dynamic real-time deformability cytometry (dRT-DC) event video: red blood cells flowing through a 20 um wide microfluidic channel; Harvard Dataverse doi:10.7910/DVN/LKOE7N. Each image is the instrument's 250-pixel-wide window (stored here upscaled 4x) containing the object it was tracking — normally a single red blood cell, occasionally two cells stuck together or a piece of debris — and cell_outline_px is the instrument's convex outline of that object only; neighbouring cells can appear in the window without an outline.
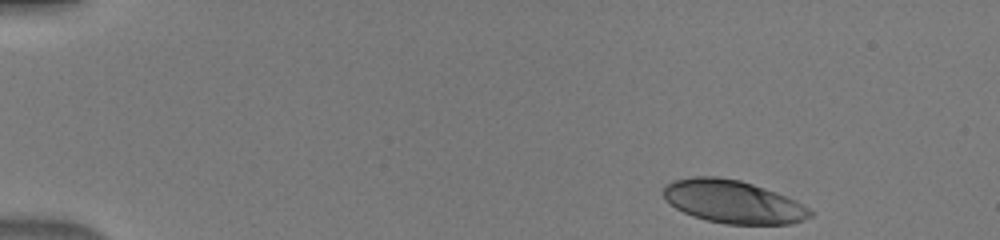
{"species": "human", "species_latin": "Homo sapiens", "temperature_condition": "warm", "stored_images_in_passage": 45, "camera_frame_rate_fps": 3000, "um_per_image_px": 0.085, "donor": {"sex": "male"}, "frame": {"image": 1, "passage_image": 1, "time_ms": 0.0, "image_size_px": [1000, 240], "cell_outline_px": [[812, 216], [792, 224], [724, 224], [692, 216], [676, 208], [664, 200], [664, 188], [672, 180], [692, 176], [716, 176], [740, 180], [764, 188], [796, 200], [808, 208], [812, 212]], "centroid_in_image_um": [62.29, 17.14], "position_along_channel_um": 22.7, "area_um2": 36.65}}
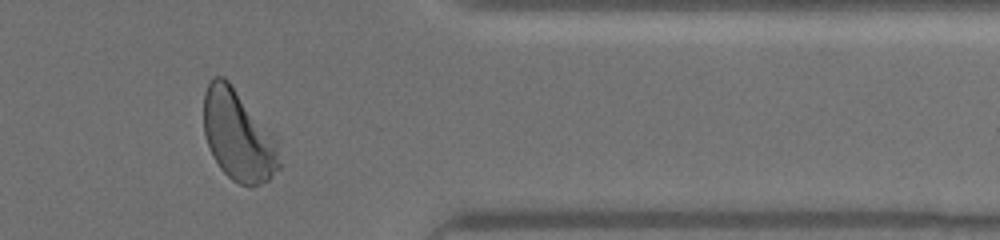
{"frame": {"image": 2, "passage_image": 37, "time_ms": 12.0, "image_size_px": [1000, 240], "cell_outline_px": [[280, 168], [268, 180], [252, 188], [248, 188], [232, 180], [220, 168], [212, 156], [204, 136], [204, 92], [212, 76], [224, 76], [228, 80], [276, 136], [280, 164]], "centroid_in_image_um": [20.25, 11.53], "position_along_channel_um": 391.2, "area_um2": 40.46}}
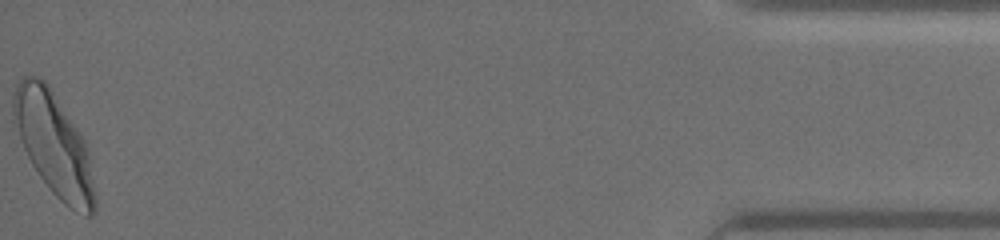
{"frame": {"image": 3, "passage_image": 45, "time_ms": 14.667, "image_size_px": [1000, 240], "cell_outline_px": [[96, 212], [92, 216], [84, 216], [76, 212], [64, 204], [48, 188], [32, 164], [20, 140], [12, 120], [12, 96], [16, 84], [24, 76], [40, 76], [48, 84], [80, 132], [88, 148], [96, 200]], "centroid_in_image_um": [4.58, 12.27], "position_along_channel_um": 430.6, "area_um2": 49.01}}